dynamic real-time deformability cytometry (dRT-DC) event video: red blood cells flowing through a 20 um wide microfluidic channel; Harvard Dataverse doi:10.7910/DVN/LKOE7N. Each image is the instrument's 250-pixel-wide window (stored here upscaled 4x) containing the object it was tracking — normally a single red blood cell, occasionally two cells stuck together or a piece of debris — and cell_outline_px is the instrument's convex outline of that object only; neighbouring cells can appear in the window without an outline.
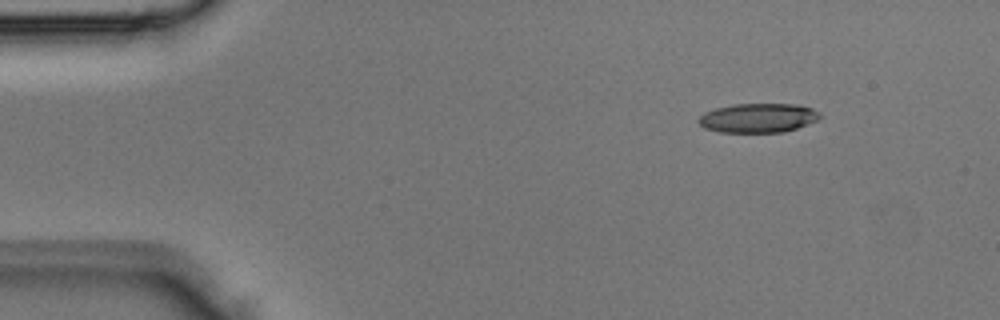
{"species": "Egyptian fruit bat (a non-hibernating species)", "species_latin": "Rousettus aegyptiacus", "temperature_condition": "room temperature", "stored_images_in_passage": 4, "camera_frame_rate_fps": 3000, "um_per_image_px": 0.085, "animal": {"sex": "male"}, "frame": {"image": 1, "passage_image": 1, "time_ms": 0.0, "image_size_px": [1000, 320], "cell_outline_px": [[824, 116], [808, 124], [784, 132], [720, 132], [704, 128], [696, 120], [704, 112], [716, 108], [732, 104], [796, 104], [812, 108], [820, 112]], "centroid_in_image_um": [64.44, 10.02], "position_along_channel_um": 20.6, "area_um2": 20.81}}
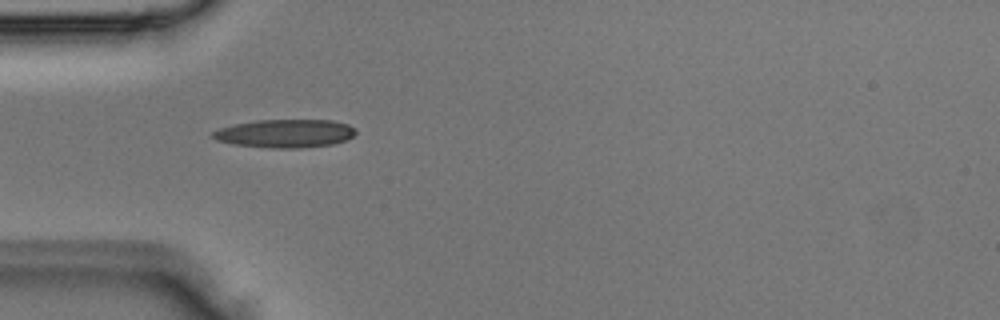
{"frame": {"image": 2, "passage_image": 3, "time_ms": 0.667, "image_size_px": [1000, 320], "cell_outline_px": [[356, 132], [352, 136], [344, 140], [332, 144], [300, 148], [268, 148], [232, 144], [216, 140], [208, 136], [216, 128], [256, 120], [332, 120], [348, 124], [356, 128]], "centroid_in_image_um": [24.18, 11.34], "position_along_channel_um": 60.8, "area_um2": 23.76}}